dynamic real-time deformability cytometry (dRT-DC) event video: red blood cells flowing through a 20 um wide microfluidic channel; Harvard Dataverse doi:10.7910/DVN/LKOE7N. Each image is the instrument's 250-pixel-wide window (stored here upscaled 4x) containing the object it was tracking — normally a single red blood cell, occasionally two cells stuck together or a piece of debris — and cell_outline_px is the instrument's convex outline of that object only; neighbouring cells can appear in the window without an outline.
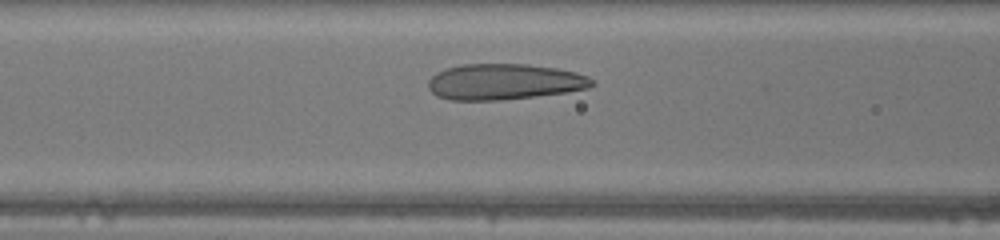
{"species": "human", "species_latin": "Homo sapiens", "temperature_condition": "warm", "stored_images_in_passage": 28, "camera_frame_rate_fps": 3000, "um_per_image_px": 0.085, "donor": {"sex": "male"}, "frame": {"image": 1, "passage_image": 10, "time_ms": 3.0, "image_size_px": [1000, 240], "cell_outline_px": [[596, 84], [588, 88], [568, 92], [536, 96], [500, 100], [448, 100], [436, 96], [428, 88], [428, 80], [436, 72], [460, 64], [528, 64], [556, 68], [576, 72], [588, 76]], "centroid_in_image_um": [42.85, 6.95], "position_along_channel_um": 123.7, "area_um2": 34.45}}
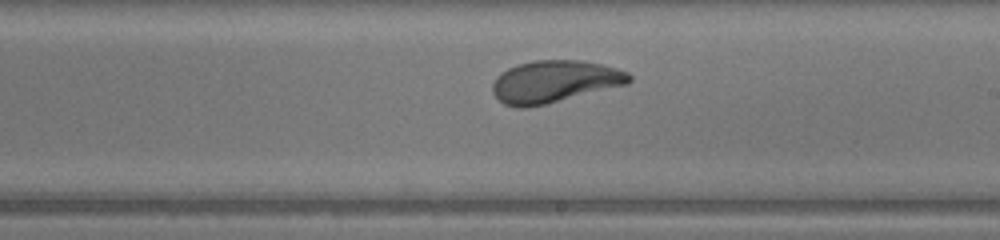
{"frame": {"image": 2, "passage_image": 18, "time_ms": 5.667, "image_size_px": [1000, 240], "cell_outline_px": [[632, 80], [628, 84], [544, 104], [524, 108], [516, 108], [504, 104], [492, 92], [492, 84], [496, 76], [500, 72], [516, 64], [532, 60], [580, 60], [600, 64], [616, 68], [628, 72], [632, 76]], "centroid_in_image_um": [47.11, 6.92], "position_along_channel_um": 241.9, "area_um2": 33.58}}
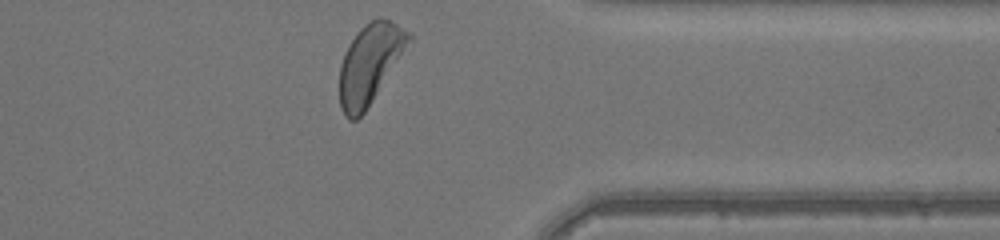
{"frame": {"image": 3, "passage_image": 28, "time_ms": 9.0, "image_size_px": [1000, 240], "cell_outline_px": [[412, 36], [364, 112], [356, 120], [348, 120], [344, 116], [340, 108], [340, 64], [348, 44], [356, 32], [364, 24], [380, 16], [412, 32]], "centroid_in_image_um": [31.38, 5.4], "position_along_channel_um": 380.0, "area_um2": 31.15}}